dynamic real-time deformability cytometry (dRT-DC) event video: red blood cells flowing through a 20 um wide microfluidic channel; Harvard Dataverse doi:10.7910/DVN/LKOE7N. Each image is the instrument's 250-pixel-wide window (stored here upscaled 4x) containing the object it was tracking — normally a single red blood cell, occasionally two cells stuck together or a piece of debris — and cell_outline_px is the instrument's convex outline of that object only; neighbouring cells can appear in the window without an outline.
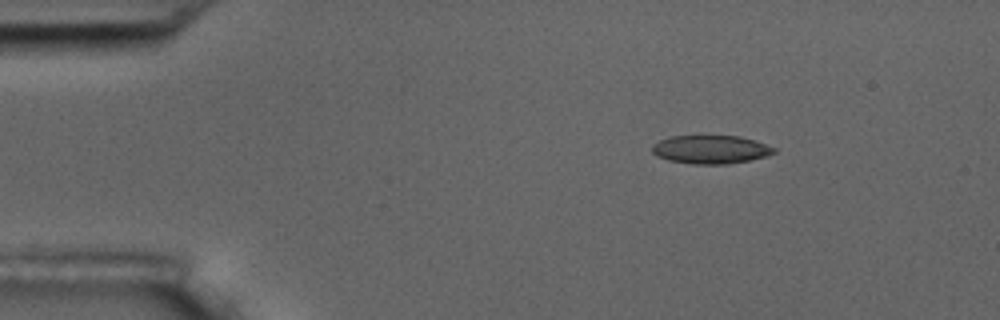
{"species": "common noctule bat (a hibernating species)", "species_latin": "Nyctalus noctula", "temperature_condition": "room temperature", "stored_images_in_passage": 5, "camera_frame_rate_fps": 3000, "um_per_image_px": 0.085, "animal": {"sex": "male", "body_mass_g": 17.5, "forearm_length_mm": 52.3}, "frame": {"image": 1, "passage_image": 2, "time_ms": 1.333, "image_size_px": [1000, 320], "cell_outline_px": [[776, 152], [768, 156], [728, 164], [692, 164], [668, 160], [656, 156], [652, 152], [652, 144], [660, 140], [672, 136], [740, 136], [776, 148]], "centroid_in_image_um": [60.39, 12.71], "position_along_channel_um": 24.6, "area_um2": 20.11}}
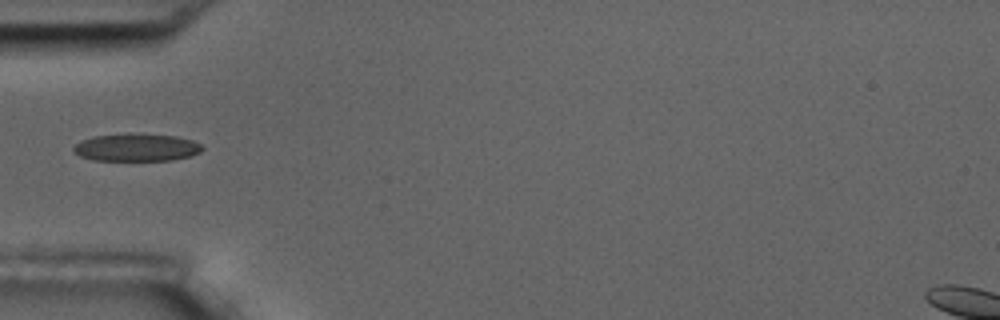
{"frame": {"image": 2, "passage_image": 5, "time_ms": 4.667, "image_size_px": [1000, 320], "cell_outline_px": [[204, 148], [200, 152], [188, 156], [172, 160], [92, 160], [80, 156], [72, 152], [72, 148], [80, 140], [92, 136], [128, 132], [176, 136], [192, 140], [200, 144]], "centroid_in_image_um": [11.54, 12.51], "position_along_channel_um": 73.5, "area_um2": 21.04}}